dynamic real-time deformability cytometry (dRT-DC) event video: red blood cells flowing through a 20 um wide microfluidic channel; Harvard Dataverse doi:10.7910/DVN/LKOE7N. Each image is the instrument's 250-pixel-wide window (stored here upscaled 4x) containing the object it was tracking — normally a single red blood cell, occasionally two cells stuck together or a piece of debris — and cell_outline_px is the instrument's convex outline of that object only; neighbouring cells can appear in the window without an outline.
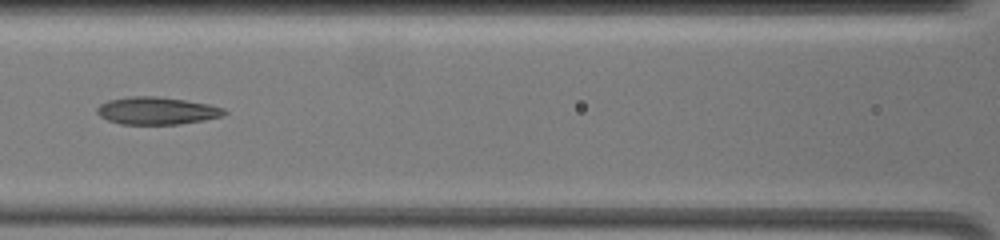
{"species": "common noctule bat (a hibernating species)", "species_latin": "Nyctalus noctula", "temperature_condition": "warm", "stored_images_in_passage": 5, "camera_frame_rate_fps": 3000, "um_per_image_px": 0.085, "animal": {"sex": "female", "body_mass_g": 19.5, "forearm_length_mm": 54.1}, "frame": {"image": 1, "passage_image": 4, "time_ms": 3.333, "image_size_px": [1000, 240], "cell_outline_px": [[228, 112], [220, 116], [204, 120], [180, 124], [120, 124], [108, 120], [100, 116], [96, 112], [96, 108], [100, 104], [108, 100], [128, 96], [156, 96], [184, 100], [208, 104], [224, 108]], "centroid_in_image_um": [13.29, 9.41], "position_along_channel_um": 153.3, "area_um2": 20.35}}
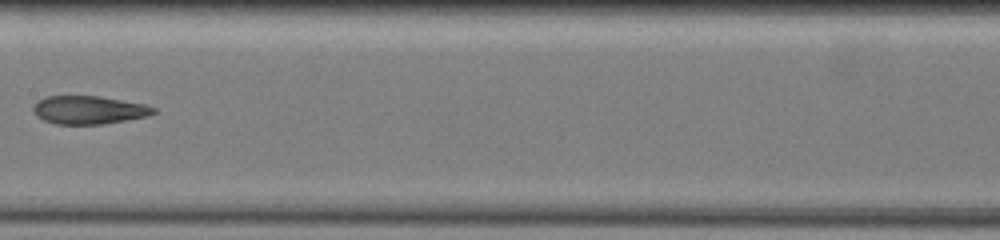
{"frame": {"image": 2, "passage_image": 5, "time_ms": 4.667, "image_size_px": [1000, 240], "cell_outline_px": [[156, 112], [148, 116], [104, 124], [56, 124], [44, 120], [36, 116], [32, 112], [32, 108], [36, 100], [44, 96], [100, 96], [144, 104], [156, 108]], "centroid_in_image_um": [7.51, 9.34], "position_along_channel_um": 199.9, "area_um2": 19.94}}